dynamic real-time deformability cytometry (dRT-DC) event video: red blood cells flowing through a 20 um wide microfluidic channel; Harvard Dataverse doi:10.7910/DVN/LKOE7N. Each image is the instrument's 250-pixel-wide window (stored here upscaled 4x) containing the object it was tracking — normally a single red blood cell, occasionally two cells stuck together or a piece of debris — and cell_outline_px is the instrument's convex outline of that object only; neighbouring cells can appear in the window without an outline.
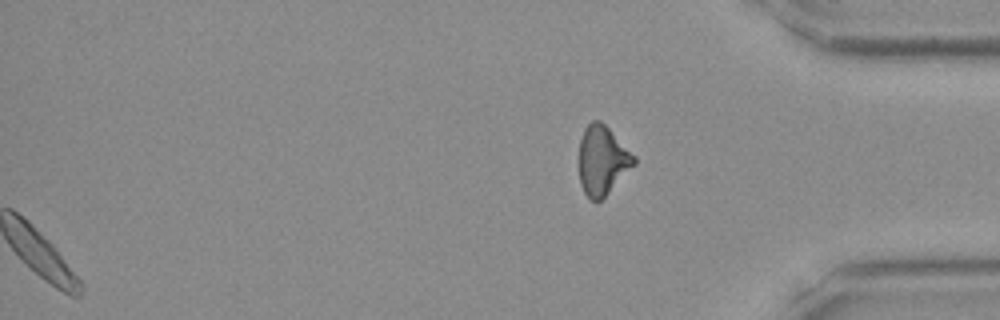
{"species": "Egyptian fruit bat (a non-hibernating species)", "species_latin": "Rousettus aegyptiacus", "temperature_condition": "room temperature", "stored_images_in_passage": 41, "segment_of_instrument_passage": [2, 2], "camera_frame_rate_fps": 3000, "um_per_image_px": 0.085, "frame": {"image": 1, "passage_image": 41, "time_ms": 13.333, "image_size_px": [1000, 320], "cell_outline_px": [[636, 164], [600, 200], [592, 200], [584, 192], [580, 184], [580, 140], [584, 128], [592, 120], [600, 120], [636, 156]], "centroid_in_image_um": [51.21, 13.61], "position_along_channel_um": 384.0, "area_um2": 21.79}}